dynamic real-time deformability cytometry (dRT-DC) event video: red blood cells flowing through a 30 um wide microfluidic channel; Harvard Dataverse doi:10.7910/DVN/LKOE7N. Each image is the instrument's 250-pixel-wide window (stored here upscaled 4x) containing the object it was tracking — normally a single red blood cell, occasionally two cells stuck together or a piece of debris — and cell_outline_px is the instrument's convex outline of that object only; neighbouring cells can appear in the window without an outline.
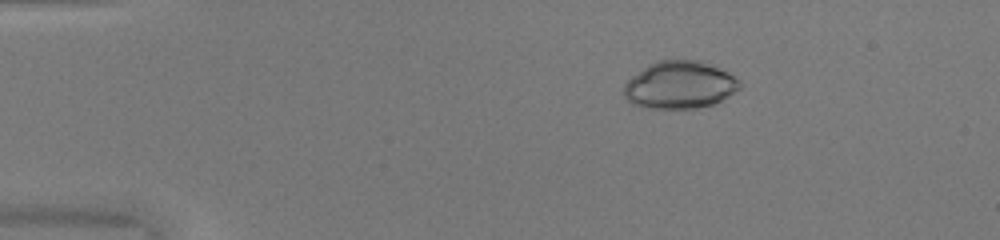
{"species": "common noctule bat (a hibernating species)", "species_latin": "Nyctalus noctula", "temperature_condition": "warm", "stored_images_in_passage": 51, "camera_frame_rate_fps": 3000, "um_per_image_px": 0.085, "animal": {"sex": "female", "body_mass_g": 20.0, "forearm_length_mm": 54.0}, "frame": {"image": 1, "passage_image": 9, "time_ms": 2.667, "image_size_px": [1000, 240], "cell_outline_px": [[740, 88], [728, 96], [712, 104], [696, 108], [648, 108], [632, 104], [624, 96], [624, 84], [632, 76], [648, 64], [656, 60], [700, 60], [716, 64], [740, 80]], "centroid_in_image_um": [57.78, 7.2], "position_along_channel_um": 27.2, "area_um2": 32.25}}
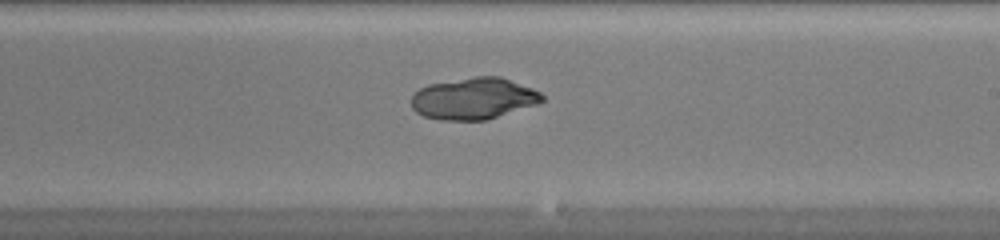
{"frame": {"image": 2, "passage_image": 31, "time_ms": 10.0, "image_size_px": [1000, 240], "cell_outline_px": [[544, 100], [536, 104], [484, 120], [440, 120], [424, 116], [416, 112], [412, 108], [412, 96], [420, 88], [428, 84], [476, 76], [500, 76], [532, 88], [540, 92], [544, 96]], "centroid_in_image_um": [40.25, 8.37], "position_along_channel_um": 248.8, "area_um2": 31.44}}
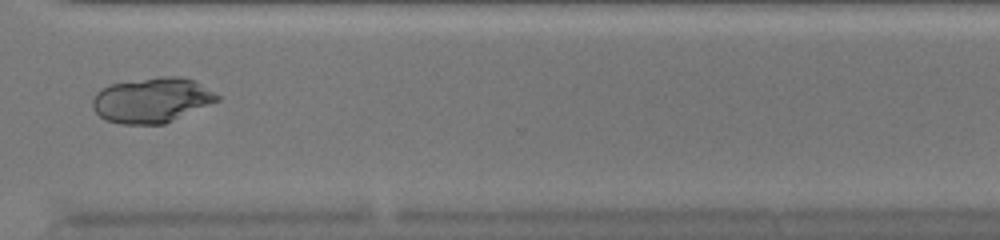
{"frame": {"image": 3, "passage_image": 39, "time_ms": 12.667, "image_size_px": [1000, 240], "cell_outline_px": [[220, 100], [164, 124], [120, 124], [108, 120], [100, 116], [92, 108], [92, 100], [96, 92], [100, 88], [112, 84], [160, 76], [180, 76], [196, 80], [220, 96]], "centroid_in_image_um": [12.92, 8.5], "position_along_channel_um": 357.7, "area_um2": 32.77}}